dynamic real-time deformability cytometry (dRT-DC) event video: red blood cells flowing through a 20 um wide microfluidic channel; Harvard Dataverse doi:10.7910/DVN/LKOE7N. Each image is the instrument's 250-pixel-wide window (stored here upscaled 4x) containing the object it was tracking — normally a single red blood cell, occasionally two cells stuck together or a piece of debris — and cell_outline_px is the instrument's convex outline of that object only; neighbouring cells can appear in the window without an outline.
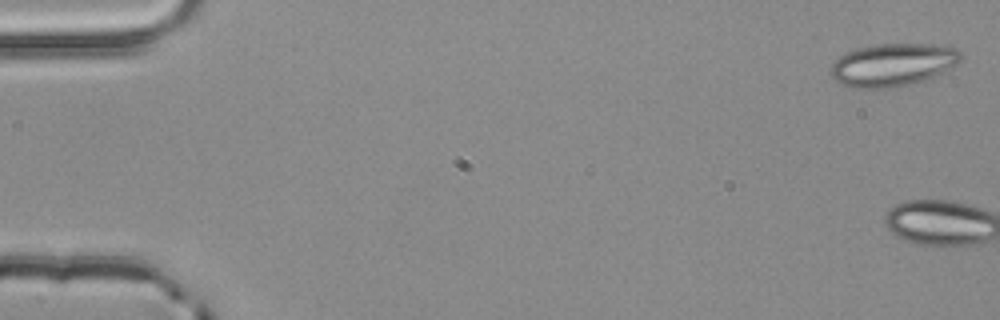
{"species": "common noctule bat (a hibernating species)", "species_latin": "Nyctalus noctula", "temperature_condition": "room temperature", "stored_images_in_passage": 5, "camera_frame_rate_fps": 3000, "um_per_image_px": 0.085, "animal": {"sex": "male", "body_mass_g": 20.4}, "frame": {"image": 1, "passage_image": 1, "time_ms": 0.0, "image_size_px": [1000, 320], "cell_outline_px": [[964, 56], [956, 64], [924, 80], [908, 84], [884, 88], [852, 88], [840, 84], [828, 72], [832, 64], [840, 56], [848, 52], [860, 48], [880, 44], [936, 44], [960, 48]], "centroid_in_image_um": [75.89, 5.49], "position_along_channel_um": 9.1, "area_um2": 32.25}}